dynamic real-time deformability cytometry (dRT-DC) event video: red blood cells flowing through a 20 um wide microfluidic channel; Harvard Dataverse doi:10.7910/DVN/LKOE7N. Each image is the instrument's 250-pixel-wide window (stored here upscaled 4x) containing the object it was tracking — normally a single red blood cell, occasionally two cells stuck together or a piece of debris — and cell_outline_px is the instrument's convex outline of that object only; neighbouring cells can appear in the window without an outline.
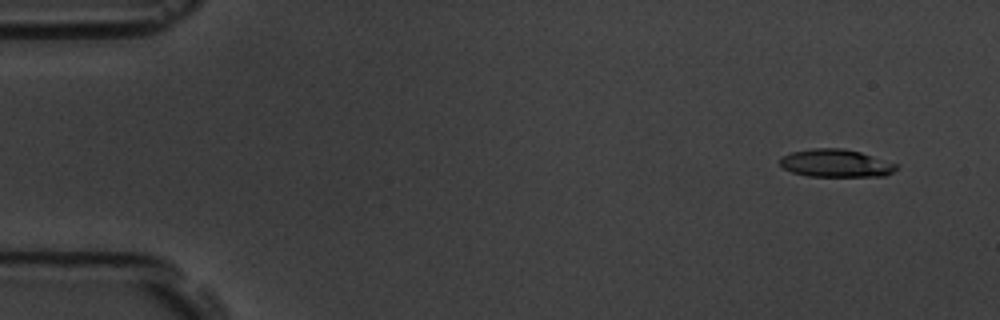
{"species": "common noctule bat (a hibernating species)", "species_latin": "Nyctalus noctula", "temperature_condition": "room temperature", "stored_images_in_passage": 5, "camera_frame_rate_fps": 3000, "um_per_image_px": 0.085, "animal": {"sex": "male", "body_mass_g": 19.5, "forearm_length_mm": 54.6}, "frame": {"image": 1, "passage_image": 1, "time_ms": 0.0, "image_size_px": [1000, 320], "cell_outline_px": [[896, 168], [892, 172], [884, 176], [808, 176], [792, 172], [784, 168], [780, 164], [780, 156], [792, 152], [812, 148], [844, 148], [860, 152], [896, 164]], "centroid_in_image_um": [71.0, 13.87], "position_along_channel_um": 14.0, "area_um2": 18.67}}
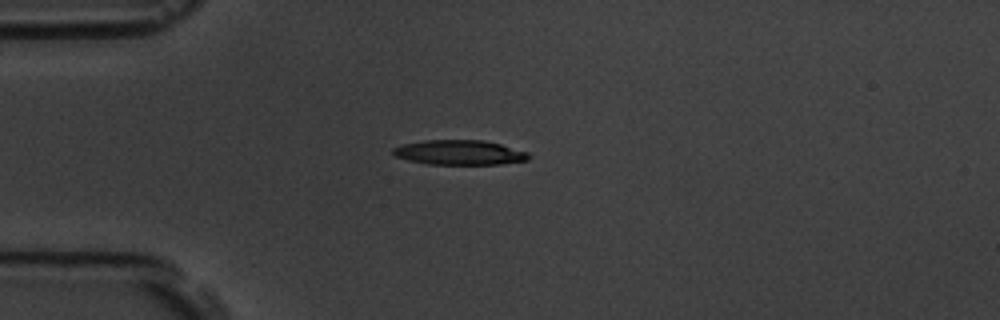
{"frame": {"image": 2, "passage_image": 4, "time_ms": 3.667, "image_size_px": [1000, 320], "cell_outline_px": [[532, 156], [528, 160], [500, 164], [428, 164], [408, 160], [396, 156], [392, 152], [392, 148], [404, 144], [424, 140], [484, 140], [500, 144], [528, 152]], "centroid_in_image_um": [39.08, 12.96], "position_along_channel_um": 45.9, "area_um2": 19.54}}